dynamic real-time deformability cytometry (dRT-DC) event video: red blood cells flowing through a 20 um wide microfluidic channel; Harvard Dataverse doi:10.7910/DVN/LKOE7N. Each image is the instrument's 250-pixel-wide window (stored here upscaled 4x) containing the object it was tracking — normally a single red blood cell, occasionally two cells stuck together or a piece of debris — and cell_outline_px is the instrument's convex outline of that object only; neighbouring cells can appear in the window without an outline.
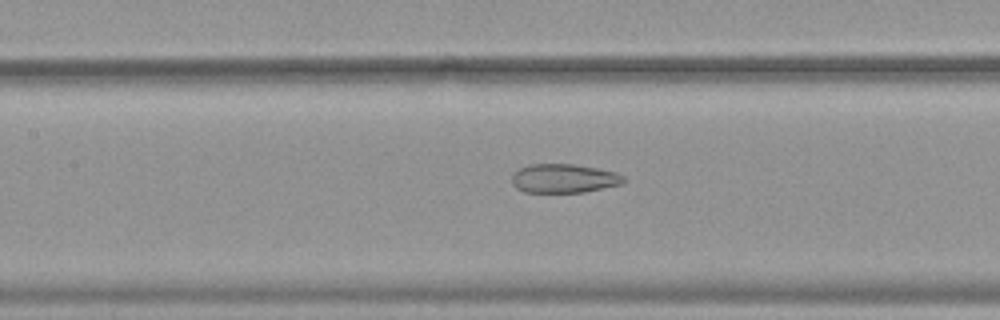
{"species": "common noctule bat (a hibernating species)", "species_latin": "Nyctalus noctula", "temperature_condition": "warm", "stored_images_in_passage": 38, "camera_frame_rate_fps": 3000, "um_per_image_px": 0.085, "animal": {"sex": "female", "body_mass_g": 19.9}, "frame": {"image": 1, "passage_image": 10, "time_ms": 3.0, "image_size_px": [1000, 320], "cell_outline_px": [[624, 184], [584, 192], [524, 192], [516, 188], [512, 184], [512, 172], [528, 164], [572, 164], [596, 168], [616, 172], [624, 176]], "centroid_in_image_um": [47.91, 15.16], "position_along_channel_um": 159.5, "area_um2": 18.96}}
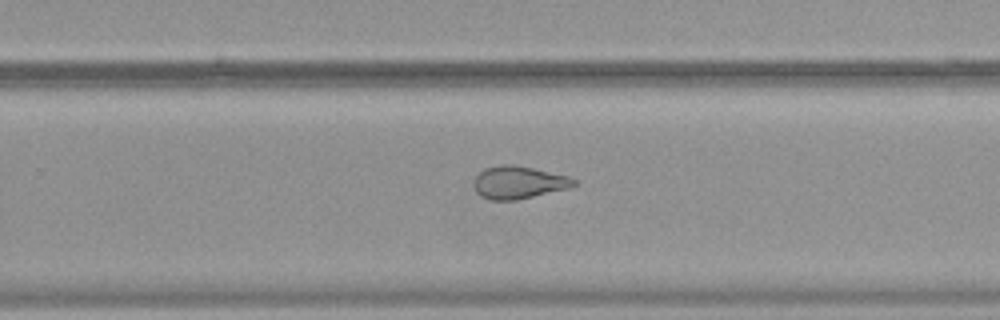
{"frame": {"image": 2, "passage_image": 20, "time_ms": 6.333, "image_size_px": [1000, 320], "cell_outline_px": [[576, 184], [568, 188], [516, 200], [488, 200], [480, 196], [476, 192], [472, 184], [476, 176], [484, 168], [500, 164], [516, 164], [568, 176], [576, 180]], "centroid_in_image_um": [44.02, 15.5], "position_along_channel_um": 285.8, "area_um2": 19.13}}
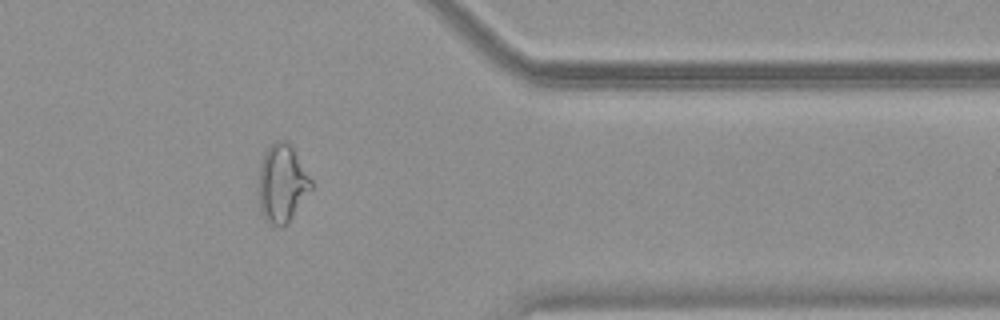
{"frame": {"image": 3, "passage_image": 29, "time_ms": 9.333, "image_size_px": [1000, 320], "cell_outline_px": [[312, 188], [292, 216], [284, 224], [268, 224], [264, 220], [260, 212], [256, 192], [256, 172], [264, 152], [276, 140], [288, 140], [292, 144], [312, 180]], "centroid_in_image_um": [23.9, 15.53], "position_along_channel_um": 387.5, "area_um2": 24.62}, "authors_computed_cell_mechanics": {"area_um2": 20.6346, "velocity_mm_per_s": 3.8041, "shape_relaxation_time_tau1_ms": null, "shape_relaxation_time_tau2_ms": 1.8639, "deformation_change_tau1": null, "deformation_change_tau2": 0.095}}